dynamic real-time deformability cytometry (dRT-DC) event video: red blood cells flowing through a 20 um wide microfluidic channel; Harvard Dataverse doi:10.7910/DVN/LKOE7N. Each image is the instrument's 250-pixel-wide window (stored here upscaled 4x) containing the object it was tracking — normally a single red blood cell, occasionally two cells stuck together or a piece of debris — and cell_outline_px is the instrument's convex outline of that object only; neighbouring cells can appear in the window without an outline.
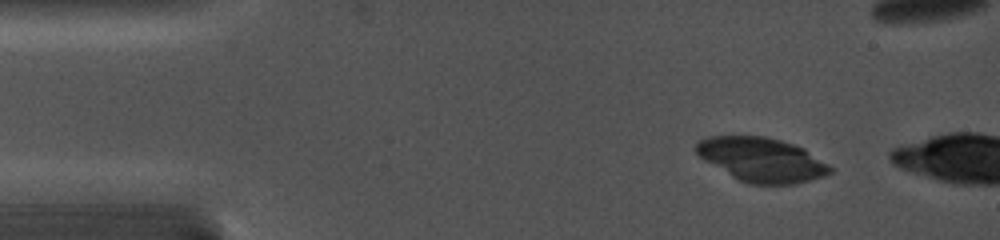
{"species": "common noctule bat (a hibernating species)", "species_latin": "Nyctalus noctula", "temperature_condition": "cold", "stored_images_in_passage": 5, "camera_frame_rate_fps": 5000, "um_per_image_px": 0.085, "animal": {"sex": "female", "body_mass_g": 19.0, "forearm_length_mm": 56.7}, "frame": {"image": 1, "passage_image": 1, "time_ms": 0.0, "image_size_px": [1000, 240], "cell_outline_px": [[832, 172], [824, 176], [796, 184], [752, 184], [740, 180], [732, 176], [704, 160], [696, 152], [696, 144], [700, 140], [708, 136], [764, 136], [780, 140], [804, 148], [828, 164], [832, 168]], "centroid_in_image_um": [64.76, 13.57], "position_along_channel_um": 20.2, "area_um2": 34.16}}